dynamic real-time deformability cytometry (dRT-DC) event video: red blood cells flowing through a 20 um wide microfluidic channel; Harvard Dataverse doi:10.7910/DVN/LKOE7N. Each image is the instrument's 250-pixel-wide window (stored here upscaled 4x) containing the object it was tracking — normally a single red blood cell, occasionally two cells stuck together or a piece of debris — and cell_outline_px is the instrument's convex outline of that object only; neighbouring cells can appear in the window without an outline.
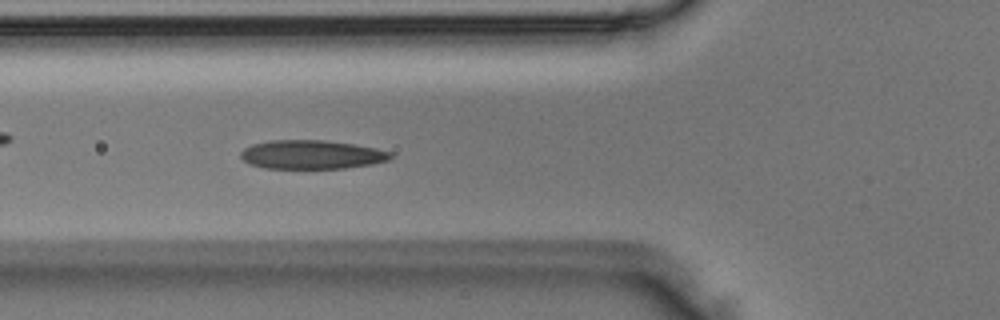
{"species": "Egyptian fruit bat (a non-hibernating species)", "species_latin": "Rousettus aegyptiacus", "temperature_condition": "room temperature", "stored_images_in_passage": 6, "camera_frame_rate_fps": 3000, "um_per_image_px": 0.085, "animal": {"sex": "male"}, "frame": {"image": 1, "passage_image": 6, "time_ms": 1.667, "image_size_px": [1000, 320], "cell_outline_px": [[392, 156], [388, 160], [372, 164], [344, 168], [264, 168], [248, 164], [240, 156], [240, 152], [244, 148], [252, 144], [268, 140], [324, 140], [352, 144], [376, 148], [392, 152]], "centroid_in_image_um": [26.46, 13.14], "position_along_channel_um": 99.3, "area_um2": 25.2}}